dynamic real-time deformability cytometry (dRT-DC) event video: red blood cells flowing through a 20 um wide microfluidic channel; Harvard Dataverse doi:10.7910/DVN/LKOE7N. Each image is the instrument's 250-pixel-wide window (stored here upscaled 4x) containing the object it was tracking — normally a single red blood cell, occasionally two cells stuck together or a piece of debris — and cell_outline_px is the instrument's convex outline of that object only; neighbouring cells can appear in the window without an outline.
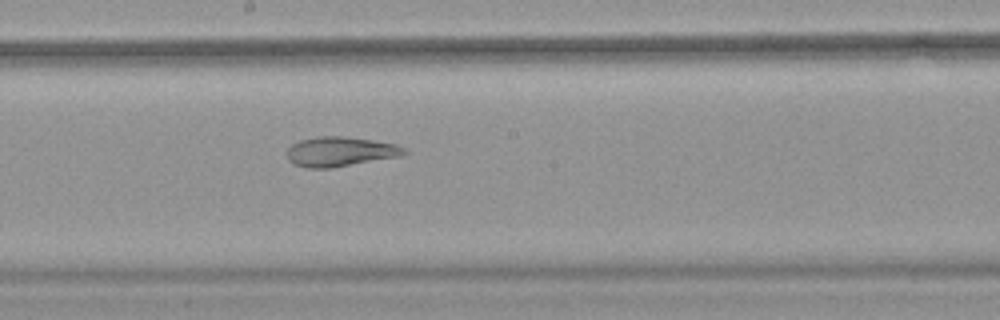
{"species": "common noctule bat (a hibernating species)", "species_latin": "Nyctalus noctula", "temperature_condition": "warm", "stored_images_in_passage": 54, "camera_frame_rate_fps": 3000, "um_per_image_px": 0.085, "animal": {"sex": "female", "body_mass_g": 18.4}, "frame": {"image": 1, "passage_image": 31, "time_ms": 10.0, "image_size_px": [1000, 320], "cell_outline_px": [[408, 152], [400, 156], [332, 168], [308, 168], [292, 164], [288, 160], [288, 148], [292, 144], [300, 140], [316, 136], [344, 136], [372, 140], [396, 144], [404, 148]], "centroid_in_image_um": [28.89, 12.89], "position_along_channel_um": 219.3, "area_um2": 20.29}, "authors_computed_cell_mechanics": {"area_um2": 28.9578, "velocity_mm_per_s": 3.802, "shape_relaxation_time_tau1_ms": null, "shape_relaxation_time_tau2_ms": 1.9773, "deformation_change_tau1": null, "deformation_change_tau2": 0.0925}}